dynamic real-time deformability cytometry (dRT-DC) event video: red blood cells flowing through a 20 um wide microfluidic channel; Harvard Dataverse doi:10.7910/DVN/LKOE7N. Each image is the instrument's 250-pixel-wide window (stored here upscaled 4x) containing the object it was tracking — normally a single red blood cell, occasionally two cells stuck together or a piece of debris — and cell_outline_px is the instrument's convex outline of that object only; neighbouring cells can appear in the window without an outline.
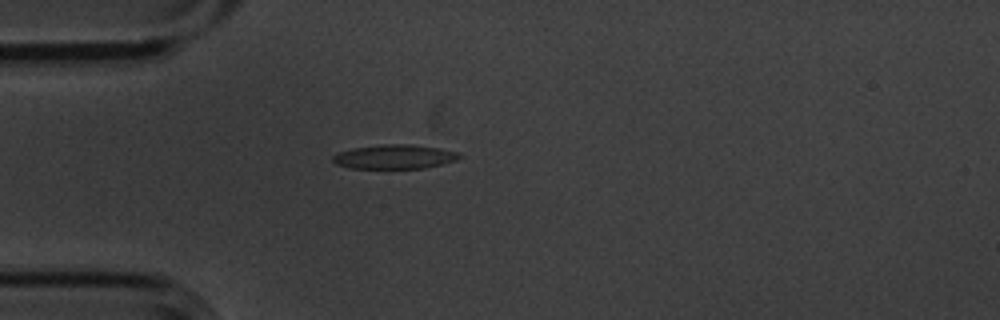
{"species": "common noctule bat (a hibernating species)", "species_latin": "Nyctalus noctula", "temperature_condition": "cold", "stored_images_in_passage": 6, "camera_frame_rate_fps": 3000, "um_per_image_px": 0.085, "animal": {"sex": "male", "body_mass_g": 20.1, "forearm_length_mm": 53.5}, "frame": {"image": 1, "passage_image": 5, "time_ms": 1.333, "image_size_px": [1000, 320], "cell_outline_px": [[460, 156], [456, 160], [424, 168], [348, 168], [336, 164], [332, 160], [332, 156], [336, 152], [352, 148], [380, 144], [412, 144], [440, 148], [456, 152]], "centroid_in_image_um": [33.45, 13.31], "position_along_channel_um": 51.5, "area_um2": 17.86}}